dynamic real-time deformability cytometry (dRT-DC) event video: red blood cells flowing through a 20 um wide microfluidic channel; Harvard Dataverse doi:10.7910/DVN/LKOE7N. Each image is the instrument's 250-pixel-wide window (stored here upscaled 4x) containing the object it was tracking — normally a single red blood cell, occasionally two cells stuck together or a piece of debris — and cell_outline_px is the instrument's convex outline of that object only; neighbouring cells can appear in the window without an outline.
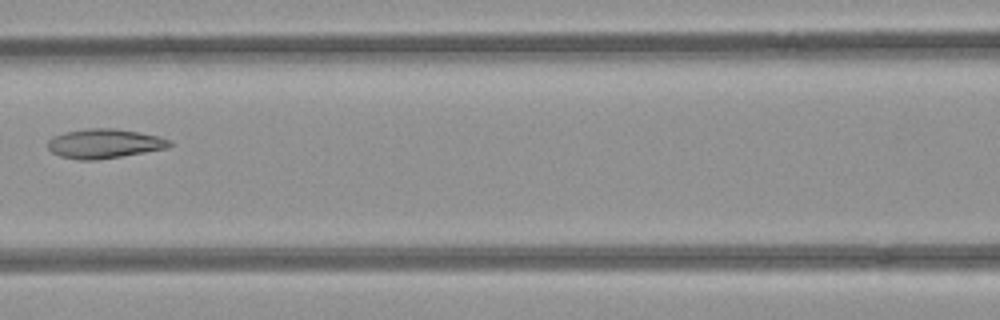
{"species": "common noctule bat (a hibernating species)", "species_latin": "Nyctalus noctula", "temperature_condition": "room temperature", "stored_images_in_passage": 8, "camera_frame_rate_fps": 3000, "um_per_image_px": 0.085, "animal": {"sex": "female", "body_mass_g": 21.9}, "frame": {"image": 1, "passage_image": 7, "time_ms": 2.0, "image_size_px": [1000, 320], "cell_outline_px": [[172, 144], [168, 148], [96, 160], [76, 160], [60, 156], [52, 152], [48, 148], [48, 140], [52, 136], [64, 132], [88, 128], [116, 128], [160, 136], [172, 140]], "centroid_in_image_um": [8.86, 12.2], "position_along_channel_um": 157.7, "area_um2": 20.98}}
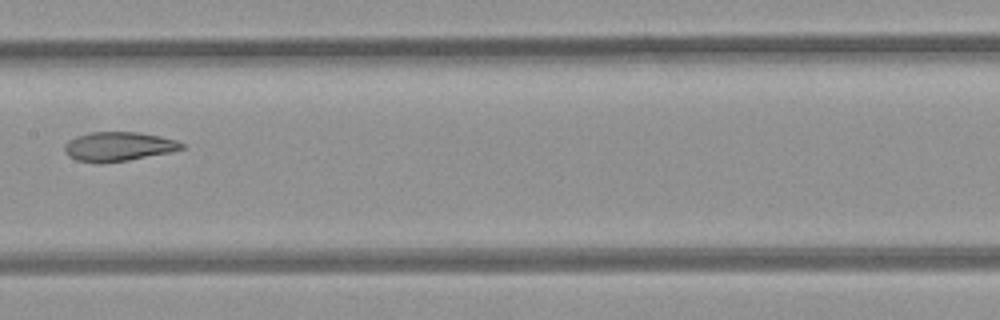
{"frame": {"image": 2, "passage_image": 8, "time_ms": 2.333, "image_size_px": [1000, 320], "cell_outline_px": [[184, 148], [172, 152], [128, 160], [100, 164], [96, 164], [76, 160], [68, 156], [64, 152], [64, 144], [68, 140], [76, 136], [92, 132], [136, 132], [160, 136], [176, 140], [184, 144]], "centroid_in_image_um": [10.03, 12.47], "position_along_channel_um": 197.4, "area_um2": 20.17}}